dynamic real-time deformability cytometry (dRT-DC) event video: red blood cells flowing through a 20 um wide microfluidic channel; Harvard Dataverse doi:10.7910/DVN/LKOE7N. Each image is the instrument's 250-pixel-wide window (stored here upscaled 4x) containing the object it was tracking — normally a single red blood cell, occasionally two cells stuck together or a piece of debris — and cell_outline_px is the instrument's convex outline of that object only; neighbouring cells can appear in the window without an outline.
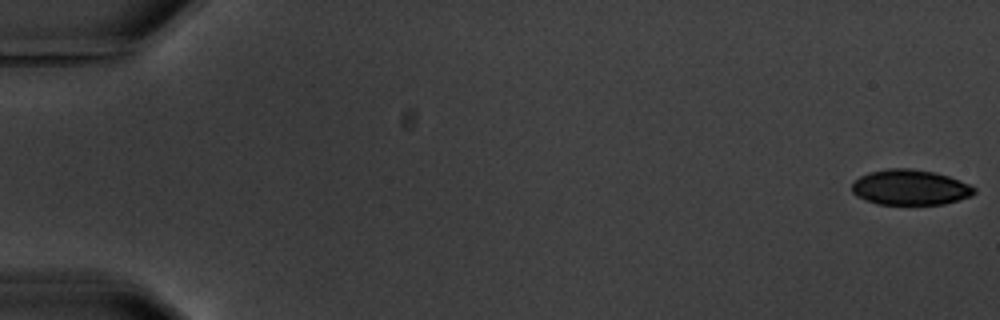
{"species": "common noctule bat (a hibernating species)", "species_latin": "Nyctalus noctula", "temperature_condition": "warm", "stored_images_in_passage": 6, "segment_of_instrument_passage": [1, 2], "camera_frame_rate_fps": 3000, "um_per_image_px": 0.085, "animal": {"sex": "male", "body_mass_g": 20.1, "forearm_length_mm": 53.5}, "frame": {"image": 1, "passage_image": 1, "time_ms": 0.0, "image_size_px": [1000, 320], "cell_outline_px": [[976, 192], [972, 196], [944, 204], [876, 204], [856, 196], [852, 192], [852, 184], [860, 176], [868, 172], [888, 168], [912, 168], [936, 172], [960, 180], [976, 188]], "centroid_in_image_um": [77.37, 15.92], "position_along_channel_um": 7.6, "area_um2": 25.37}}